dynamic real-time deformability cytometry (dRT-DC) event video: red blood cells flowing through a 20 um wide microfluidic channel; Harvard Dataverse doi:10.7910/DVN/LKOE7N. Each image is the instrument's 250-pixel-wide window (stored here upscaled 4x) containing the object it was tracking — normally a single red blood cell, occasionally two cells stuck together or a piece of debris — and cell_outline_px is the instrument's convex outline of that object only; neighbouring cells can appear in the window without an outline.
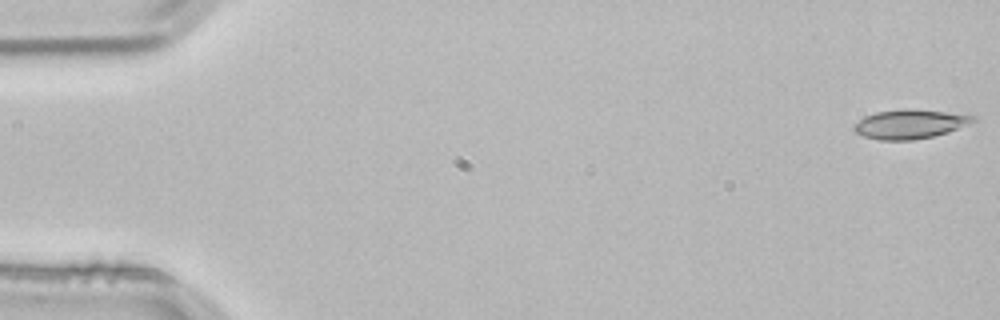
{"species": "common noctule bat (a hibernating species)", "species_latin": "Nyctalus noctula", "temperature_condition": "room temperature", "stored_images_in_passage": 4, "segment_of_instrument_passage": [1, 2], "camera_frame_rate_fps": 3000, "um_per_image_px": 0.085, "animal": {"sex": "male", "body_mass_g": 21.5, "forearm_length_mm": 52.0}, "frame": {"image": 1, "passage_image": 1, "time_ms": 0.0, "image_size_px": [1000, 320], "cell_outline_px": [[976, 120], [948, 132], [932, 136], [912, 140], [880, 140], [864, 136], [856, 132], [852, 128], [864, 116], [876, 112], [908, 108], [944, 112], [972, 116]], "centroid_in_image_um": [77.29, 10.55], "position_along_channel_um": 7.7, "area_um2": 19.77}}